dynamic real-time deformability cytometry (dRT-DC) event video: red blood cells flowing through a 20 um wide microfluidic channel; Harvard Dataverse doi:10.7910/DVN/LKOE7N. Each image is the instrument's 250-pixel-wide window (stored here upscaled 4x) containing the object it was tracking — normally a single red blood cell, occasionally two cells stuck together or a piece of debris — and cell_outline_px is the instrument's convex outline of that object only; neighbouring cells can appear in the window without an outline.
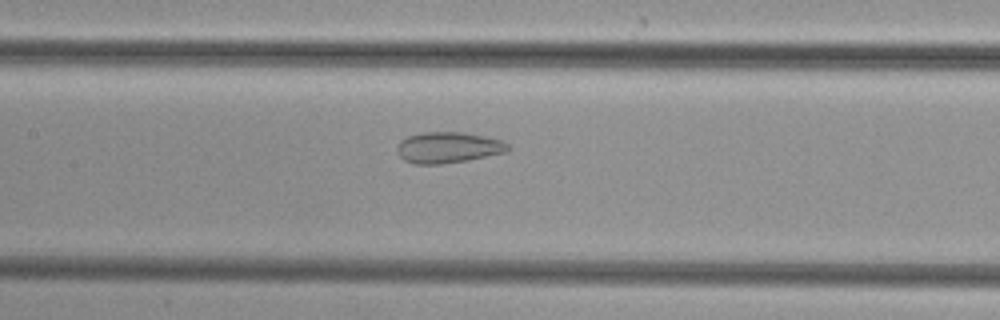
{"species": "common noctule bat (a hibernating species)", "species_latin": "Nyctalus noctula", "temperature_condition": "cold", "stored_images_in_passage": 46, "camera_frame_rate_fps": 3000, "um_per_image_px": 0.085, "animal": {"sex": "female", "body_mass_g": 29.2, "forearm_length_mm": 56.3}, "frame": {"image": 1, "passage_image": 20, "time_ms": 6.333, "image_size_px": [1000, 320], "cell_outline_px": [[512, 148], [508, 152], [468, 160], [440, 164], [416, 164], [404, 160], [396, 152], [396, 148], [400, 140], [408, 136], [424, 132], [464, 132], [484, 136], [500, 140], [508, 144]], "centroid_in_image_um": [38.1, 12.54], "position_along_channel_um": 169.3, "area_um2": 20.17}}
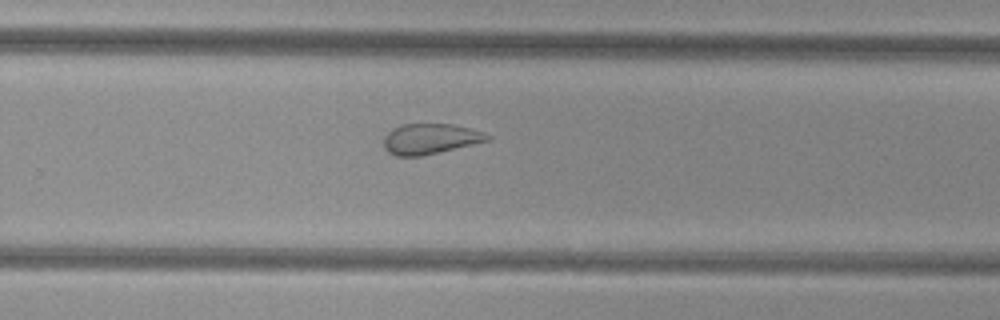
{"frame": {"image": 2, "passage_image": 29, "time_ms": 9.333, "image_size_px": [1000, 320], "cell_outline_px": [[492, 136], [488, 140], [420, 156], [396, 156], [388, 152], [384, 148], [384, 136], [392, 128], [400, 124], [452, 124], [484, 132]], "centroid_in_image_um": [36.51, 11.79], "position_along_channel_um": 293.3, "area_um2": 18.15}}
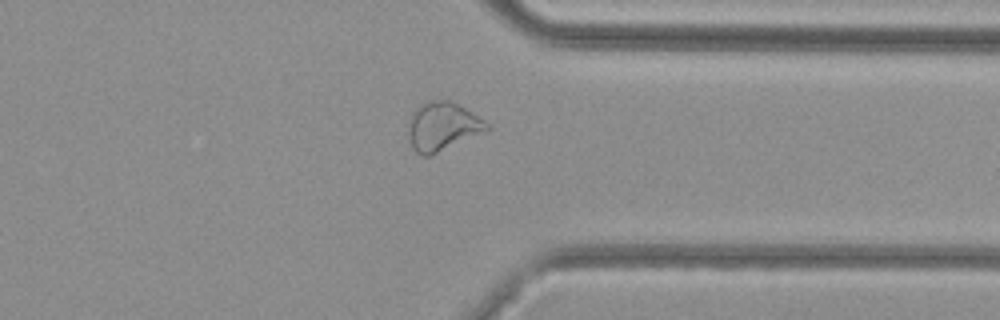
{"frame": {"image": 3, "passage_image": 35, "time_ms": 11.333, "image_size_px": [1000, 320], "cell_outline_px": [[492, 128], [428, 156], [420, 156], [412, 148], [408, 132], [408, 124], [412, 112], [420, 104], [428, 100], [452, 100], [472, 112], [484, 120]], "centroid_in_image_um": [37.59, 10.72], "position_along_channel_um": 373.8, "area_um2": 22.08}}